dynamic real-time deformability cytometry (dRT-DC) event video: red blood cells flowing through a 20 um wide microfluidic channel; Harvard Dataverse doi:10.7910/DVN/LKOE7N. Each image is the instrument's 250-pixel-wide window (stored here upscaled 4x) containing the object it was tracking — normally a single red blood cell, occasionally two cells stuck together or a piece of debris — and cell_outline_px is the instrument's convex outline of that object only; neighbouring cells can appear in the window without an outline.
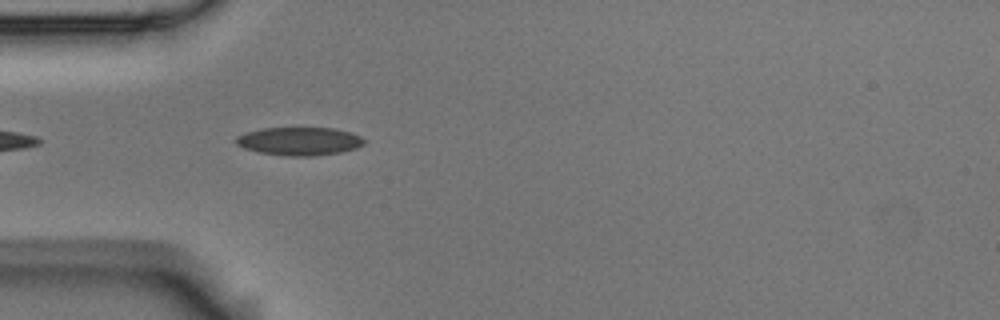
{"species": "Egyptian fruit bat (a non-hibernating species)", "species_latin": "Rousettus aegyptiacus", "temperature_condition": "room temperature", "stored_images_in_passage": 2, "camera_frame_rate_fps": 3000, "um_per_image_px": 0.085, "animal": {"sex": "male"}, "frame": {"image": 1, "passage_image": 1, "time_ms": 0.0, "image_size_px": [1000, 320], "cell_outline_px": [[368, 140], [364, 144], [356, 148], [340, 152], [312, 156], [288, 156], [260, 152], [244, 148], [236, 144], [236, 136], [244, 132], [264, 128], [332, 128], [352, 132]], "centroid_in_image_um": [25.47, 12.0], "position_along_channel_um": 59.5, "area_um2": 21.1}}
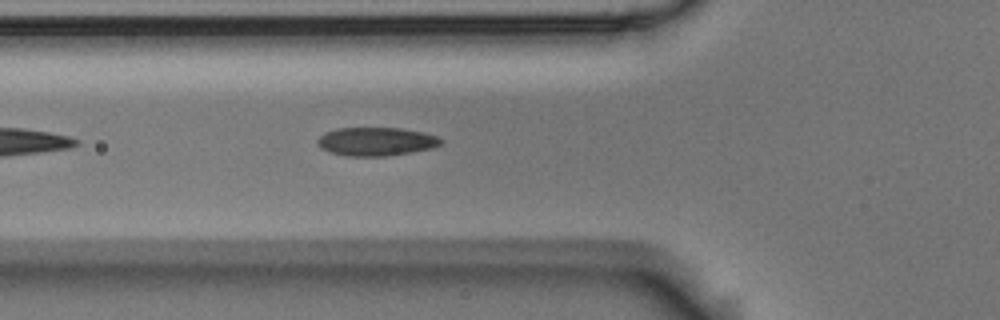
{"frame": {"image": 2, "passage_image": 2, "time_ms": 0.333, "image_size_px": [1000, 320], "cell_outline_px": [[444, 144], [436, 148], [388, 156], [344, 156], [328, 152], [320, 148], [316, 144], [316, 140], [324, 132], [336, 128], [400, 128], [424, 132], [436, 136], [444, 140]], "centroid_in_image_um": [31.98, 12.04], "position_along_channel_um": 93.8, "area_um2": 20.98}}